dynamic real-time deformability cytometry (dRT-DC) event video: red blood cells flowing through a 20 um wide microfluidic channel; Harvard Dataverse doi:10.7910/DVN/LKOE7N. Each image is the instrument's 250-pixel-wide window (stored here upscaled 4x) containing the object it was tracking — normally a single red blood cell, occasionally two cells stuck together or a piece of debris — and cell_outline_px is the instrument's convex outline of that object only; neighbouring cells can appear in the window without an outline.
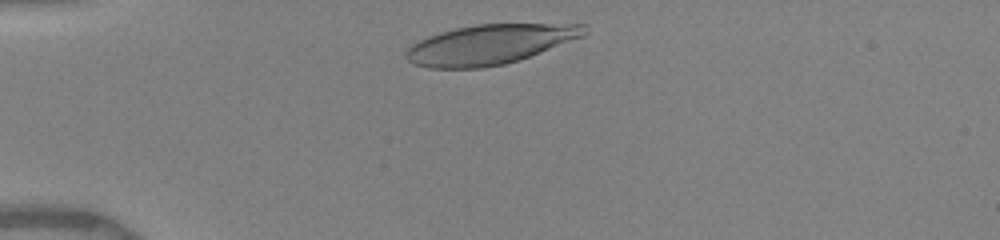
{"species": "human", "species_latin": "Homo sapiens", "temperature_condition": "warm", "stored_images_in_passage": 12, "camera_frame_rate_fps": 3000, "um_per_image_px": 0.085, "donor": {"sex": "female"}, "frame": {"image": 1, "passage_image": 2, "time_ms": 0.333, "image_size_px": [1000, 240], "cell_outline_px": [[588, 32], [584, 36], [520, 60], [504, 64], [480, 68], [428, 68], [412, 64], [404, 56], [404, 52], [412, 44], [428, 36], [440, 32], [456, 28], [476, 24], [588, 24]], "centroid_in_image_um": [41.63, 3.78], "position_along_channel_um": 43.4, "area_um2": 41.44}}
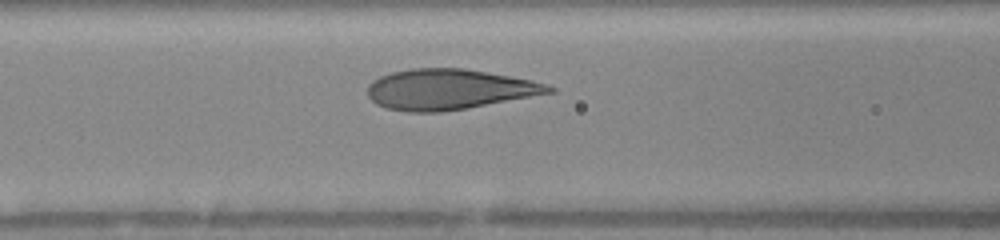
{"frame": {"image": 2, "passage_image": 8, "time_ms": 3.333, "image_size_px": [1000, 240], "cell_outline_px": [[556, 92], [464, 108], [440, 112], [408, 112], [388, 108], [376, 104], [368, 96], [368, 84], [372, 80], [380, 76], [392, 72], [412, 68], [464, 68], [508, 76], [548, 84], [556, 88]], "centroid_in_image_um": [38.14, 7.59], "position_along_channel_um": 128.5, "area_um2": 42.37}}
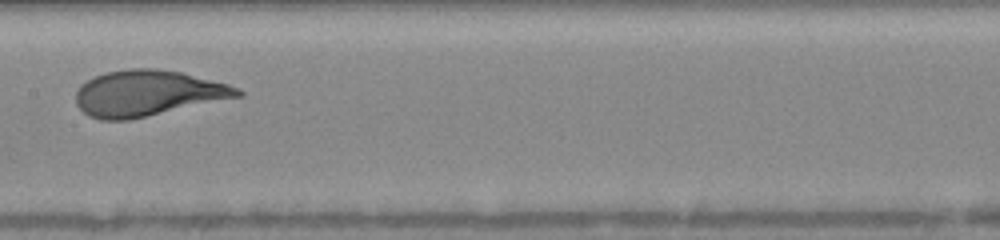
{"frame": {"image": 3, "passage_image": 11, "time_ms": 5.0, "image_size_px": [1000, 240], "cell_outline_px": [[244, 92], [240, 96], [128, 120], [100, 120], [88, 116], [76, 104], [76, 92], [80, 84], [104, 72], [128, 68], [156, 68], [180, 72], [228, 84], [240, 88]], "centroid_in_image_um": [12.51, 7.91], "position_along_channel_um": 194.9, "area_um2": 42.95}}